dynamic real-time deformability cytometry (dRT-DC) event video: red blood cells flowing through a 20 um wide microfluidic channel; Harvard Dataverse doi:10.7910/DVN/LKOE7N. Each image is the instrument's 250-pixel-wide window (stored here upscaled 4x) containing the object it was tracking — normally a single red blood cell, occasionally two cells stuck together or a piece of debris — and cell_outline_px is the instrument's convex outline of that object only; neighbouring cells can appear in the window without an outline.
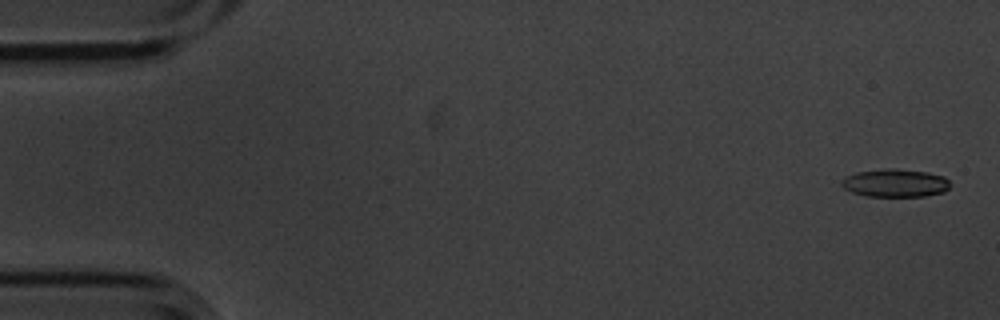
{"species": "common noctule bat (a hibernating species)", "species_latin": "Nyctalus noctula", "temperature_condition": "cold", "stored_images_in_passage": 5, "camera_frame_rate_fps": 3000, "um_per_image_px": 0.085, "animal": {"sex": "male", "body_mass_g": 20.1, "forearm_length_mm": 53.5}, "frame": {"image": 1, "passage_image": 1, "time_ms": 0.0, "image_size_px": [1000, 320], "cell_outline_px": [[952, 184], [944, 192], [924, 196], [864, 196], [852, 192], [844, 188], [840, 184], [840, 180], [844, 176], [856, 172], [884, 168], [896, 168], [928, 172], [944, 176]], "centroid_in_image_um": [76.07, 15.54], "position_along_channel_um": 8.9, "area_um2": 18.03}}
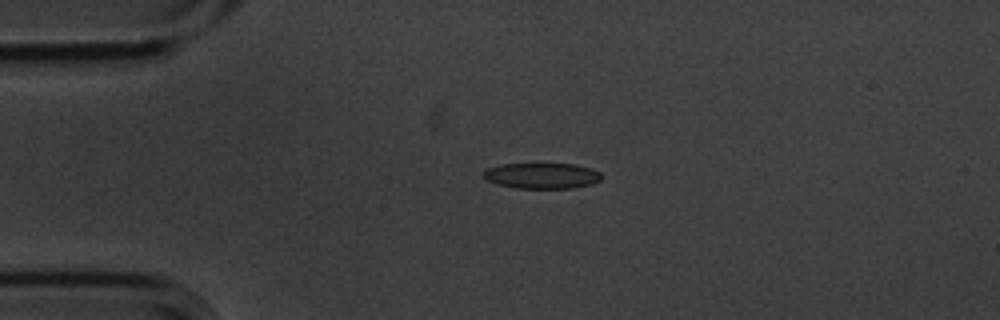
{"frame": {"image": 2, "passage_image": 4, "time_ms": 1.0, "image_size_px": [1000, 320], "cell_outline_px": [[604, 176], [600, 180], [592, 184], [572, 188], [516, 188], [496, 184], [488, 180], [484, 176], [484, 172], [488, 168], [500, 164], [536, 160], [540, 160], [576, 164], [592, 168], [600, 172]], "centroid_in_image_um": [46.09, 14.87], "position_along_channel_um": 38.9, "area_um2": 18.9}}